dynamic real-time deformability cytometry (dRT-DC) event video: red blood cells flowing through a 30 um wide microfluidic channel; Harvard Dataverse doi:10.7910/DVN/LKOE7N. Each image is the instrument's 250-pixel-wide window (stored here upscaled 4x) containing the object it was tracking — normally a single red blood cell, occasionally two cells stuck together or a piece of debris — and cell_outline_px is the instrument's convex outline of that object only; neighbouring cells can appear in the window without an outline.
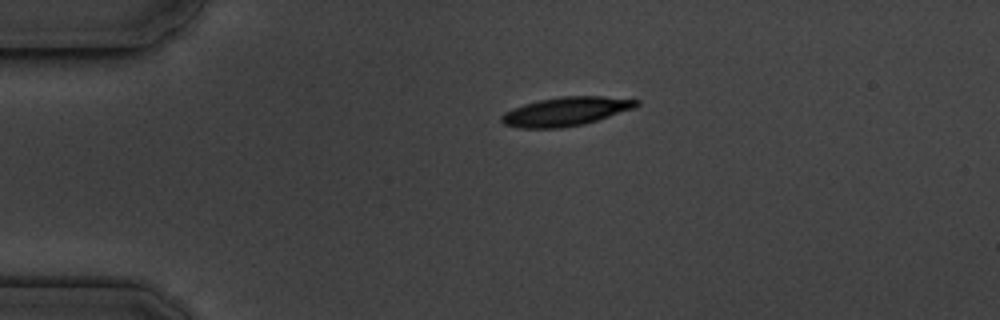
{"species": "common noctule bat (a hibernating species)", "species_latin": "Nyctalus noctula", "temperature_condition": "cold", "stored_images_in_passage": 3, "camera_frame_rate_fps": 3000, "um_per_image_px": 0.085, "animal": {"sex": "male", "body_mass_g": 19.5, "forearm_length_mm": 54.6}, "frame": {"image": 1, "passage_image": 1, "time_ms": 0.0, "image_size_px": [1000, 320], "cell_outline_px": [[640, 104], [636, 108], [584, 124], [560, 128], [520, 128], [504, 124], [500, 120], [500, 116], [504, 112], [512, 108], [524, 104], [540, 100], [560, 96], [604, 96], [640, 100]], "centroid_in_image_um": [48.11, 9.47], "position_along_channel_um": 36.9, "area_um2": 22.77}}